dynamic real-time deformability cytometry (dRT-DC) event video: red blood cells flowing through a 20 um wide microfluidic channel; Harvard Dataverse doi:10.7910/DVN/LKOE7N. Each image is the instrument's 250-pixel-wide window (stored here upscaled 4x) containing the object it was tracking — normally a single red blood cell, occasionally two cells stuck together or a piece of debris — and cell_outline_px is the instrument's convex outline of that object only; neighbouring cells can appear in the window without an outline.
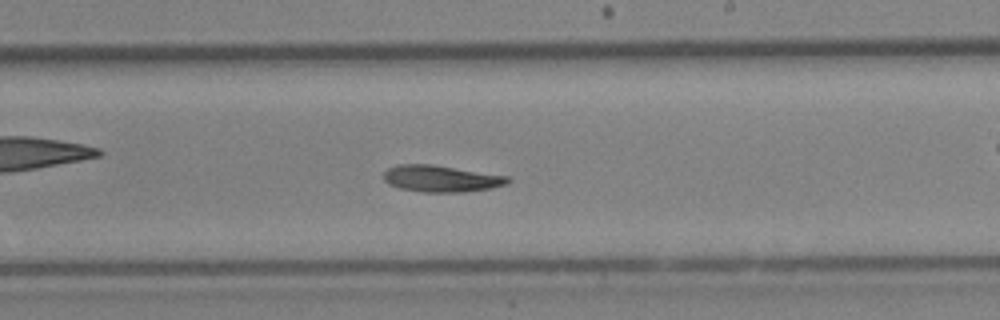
{"species": "Egyptian fruit bat (a non-hibernating species)", "species_latin": "Rousettus aegyptiacus", "temperature_condition": "cold", "stored_images_in_passage": 45, "camera_frame_rate_fps": 3000, "um_per_image_px": 0.085, "animal": {"sex": "female"}, "frame": {"image": 1, "passage_image": 26, "time_ms": 8.333, "image_size_px": [1000, 320], "cell_outline_px": [[512, 180], [508, 184], [492, 188], [464, 192], [424, 192], [400, 188], [388, 184], [384, 180], [384, 172], [388, 168], [400, 164], [432, 164], [508, 176]], "centroid_in_image_um": [37.52, 15.18], "position_along_channel_um": 251.5, "area_um2": 19.31}}
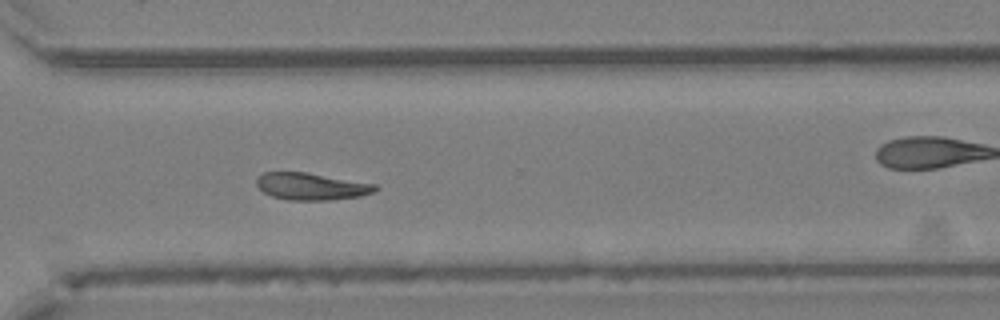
{"frame": {"image": 2, "passage_image": 32, "time_ms": 10.333, "image_size_px": [1000, 320], "cell_outline_px": [[380, 188], [376, 192], [360, 196], [332, 200], [288, 200], [272, 196], [264, 192], [256, 184], [256, 180], [264, 172], [308, 172], [376, 184]], "centroid_in_image_um": [26.52, 15.84], "position_along_channel_um": 344.1, "area_um2": 18.84}}